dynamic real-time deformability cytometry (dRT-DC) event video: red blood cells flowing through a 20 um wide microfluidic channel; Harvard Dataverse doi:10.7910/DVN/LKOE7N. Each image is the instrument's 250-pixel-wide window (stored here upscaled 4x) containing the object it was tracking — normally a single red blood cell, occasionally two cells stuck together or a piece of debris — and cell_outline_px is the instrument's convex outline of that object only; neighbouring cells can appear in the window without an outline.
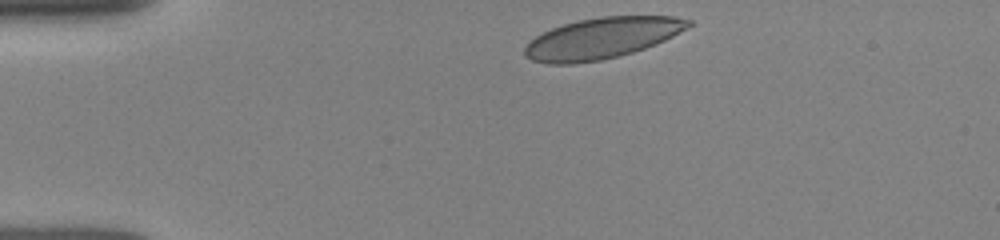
{"species": "human", "species_latin": "Homo sapiens", "temperature_condition": "room temperature", "stored_images_in_passage": 14, "camera_frame_rate_fps": 3000, "um_per_image_px": 0.085, "donor": {"sex": "female"}, "frame": {"image": 1, "passage_image": 1, "time_ms": 0.0, "image_size_px": [1000, 240], "cell_outline_px": [[692, 24], [672, 36], [656, 44], [632, 52], [600, 60], [572, 64], [548, 64], [532, 60], [524, 56], [524, 48], [536, 36], [552, 28], [564, 24], [580, 20], [600, 16], [676, 16], [692, 20]], "centroid_in_image_um": [51.15, 3.24], "position_along_channel_um": 33.8, "area_um2": 38.78}}
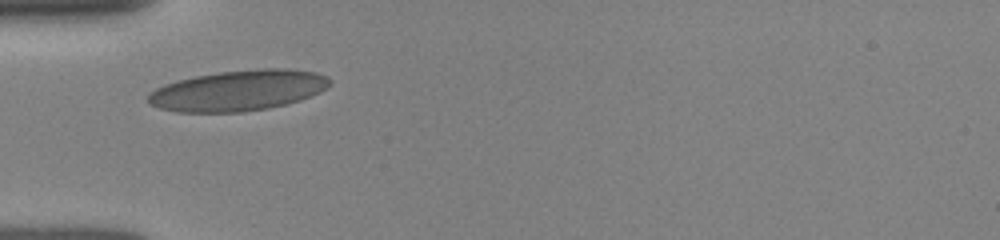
{"frame": {"image": 2, "passage_image": 13, "time_ms": 2.0, "image_size_px": [1000, 240], "cell_outline_px": [[332, 84], [320, 92], [300, 100], [288, 104], [268, 108], [244, 112], [176, 112], [160, 108], [152, 104], [148, 100], [148, 92], [164, 84], [196, 76], [220, 72], [260, 68], [288, 68], [316, 72], [328, 76], [332, 80]], "centroid_in_image_um": [20.3, 7.69], "position_along_channel_um": 64.7, "area_um2": 43.23}}